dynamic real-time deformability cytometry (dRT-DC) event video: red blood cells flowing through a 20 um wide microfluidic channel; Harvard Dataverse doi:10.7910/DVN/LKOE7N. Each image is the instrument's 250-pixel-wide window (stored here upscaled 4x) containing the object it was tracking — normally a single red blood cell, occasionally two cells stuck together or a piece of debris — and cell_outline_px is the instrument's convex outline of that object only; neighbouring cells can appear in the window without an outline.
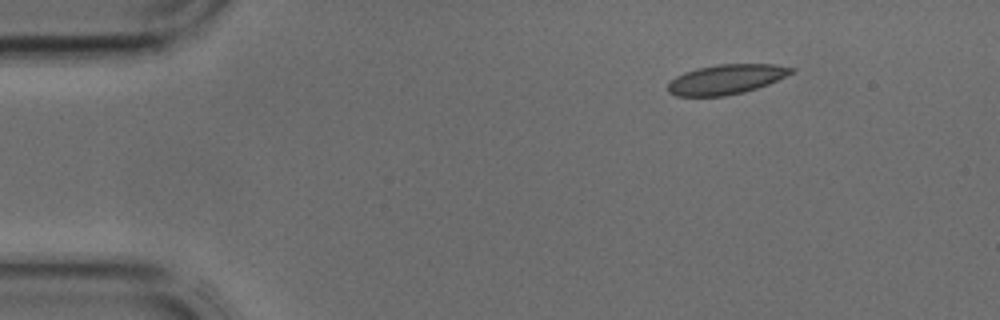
{"species": "common noctule bat (a hibernating species)", "species_latin": "Nyctalus noctula", "temperature_condition": "cold", "stored_images_in_passage": 38, "camera_frame_rate_fps": 3000, "um_per_image_px": 0.085, "animal": {"sex": "male", "body_mass_g": 17.9, "forearm_length_mm": 54.2}, "frame": {"image": 1, "passage_image": 1, "time_ms": 0.0, "image_size_px": [1000, 320], "cell_outline_px": [[796, 72], [768, 84], [744, 92], [724, 96], [676, 96], [668, 92], [668, 84], [676, 76], [684, 72], [700, 68], [720, 64], [776, 64], [796, 68]], "centroid_in_image_um": [61.77, 6.74], "position_along_channel_um": 23.2, "area_um2": 21.39}}
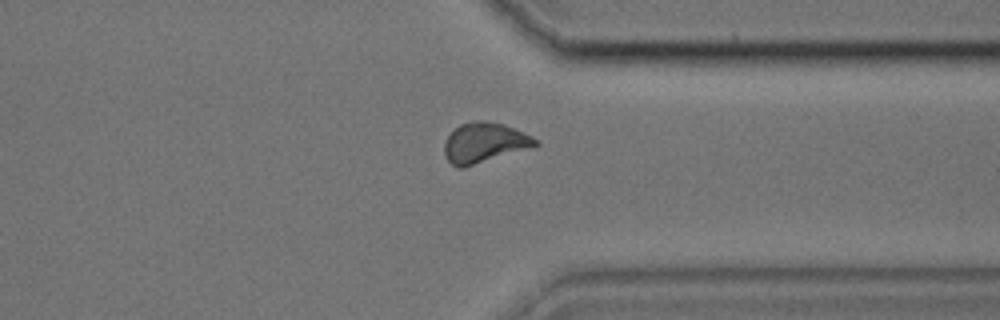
{"frame": {"image": 2, "passage_image": 28, "time_ms": 9.0, "image_size_px": [1000, 320], "cell_outline_px": [[540, 144], [464, 168], [460, 168], [452, 164], [444, 156], [444, 144], [448, 136], [460, 124], [480, 120], [484, 120], [504, 124], [532, 136]], "centroid_in_image_um": [41.14, 12.13], "position_along_channel_um": 370.3, "area_um2": 20.92}}
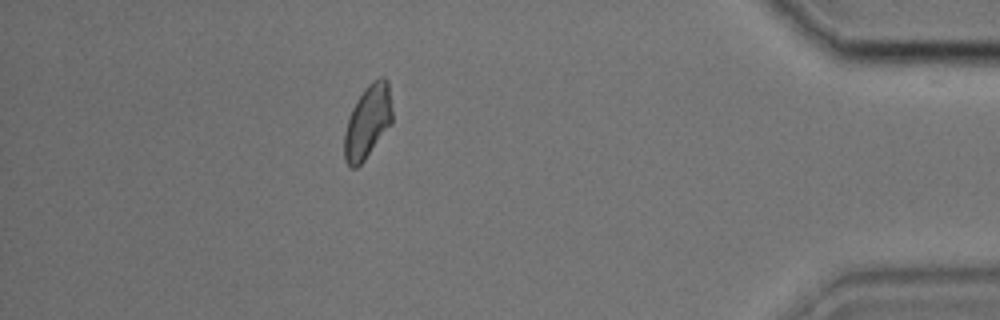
{"frame": {"image": 3, "passage_image": 33, "time_ms": 10.667, "image_size_px": [1000, 320], "cell_outline_px": [[392, 124], [364, 160], [356, 168], [352, 168], [344, 160], [344, 132], [348, 116], [356, 100], [364, 88], [372, 80], [380, 76], [384, 76], [388, 80], [392, 112]], "centroid_in_image_um": [31.25, 10.32], "position_along_channel_um": 404.0, "area_um2": 20.69}}